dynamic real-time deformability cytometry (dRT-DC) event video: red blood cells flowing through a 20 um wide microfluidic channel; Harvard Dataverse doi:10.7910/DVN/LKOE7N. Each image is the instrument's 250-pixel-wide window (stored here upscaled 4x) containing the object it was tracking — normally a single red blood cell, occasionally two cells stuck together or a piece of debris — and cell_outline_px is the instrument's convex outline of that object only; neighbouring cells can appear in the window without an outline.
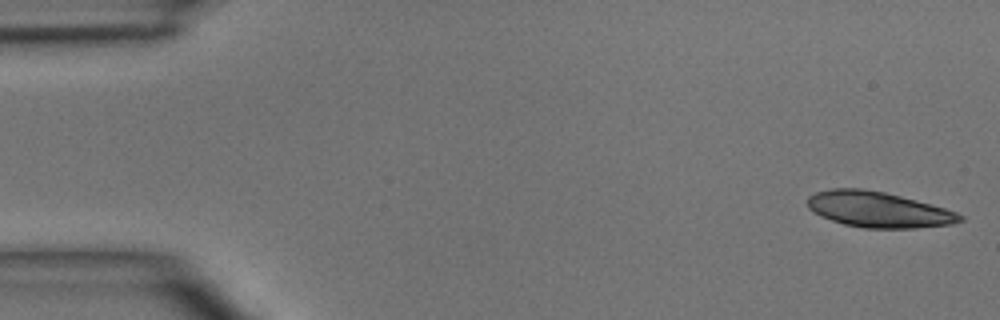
{"species": "common noctule bat (a hibernating species)", "species_latin": "Nyctalus noctula", "temperature_condition": "room temperature", "stored_images_in_passage": 3, "camera_frame_rate_fps": 3000, "um_per_image_px": 0.085, "animal": {"sex": "male", "body_mass_g": 15.6}, "frame": {"image": 1, "passage_image": 3, "time_ms": 3.333, "image_size_px": [1000, 320], "cell_outline_px": [[964, 220], [952, 224], [916, 228], [864, 228], [844, 224], [820, 216], [812, 212], [808, 208], [808, 196], [816, 192], [832, 188], [860, 188], [884, 192], [900, 196], [944, 208], [956, 212], [964, 216]], "centroid_in_image_um": [74.64, 17.81], "position_along_channel_um": 10.4, "area_um2": 31.56}}